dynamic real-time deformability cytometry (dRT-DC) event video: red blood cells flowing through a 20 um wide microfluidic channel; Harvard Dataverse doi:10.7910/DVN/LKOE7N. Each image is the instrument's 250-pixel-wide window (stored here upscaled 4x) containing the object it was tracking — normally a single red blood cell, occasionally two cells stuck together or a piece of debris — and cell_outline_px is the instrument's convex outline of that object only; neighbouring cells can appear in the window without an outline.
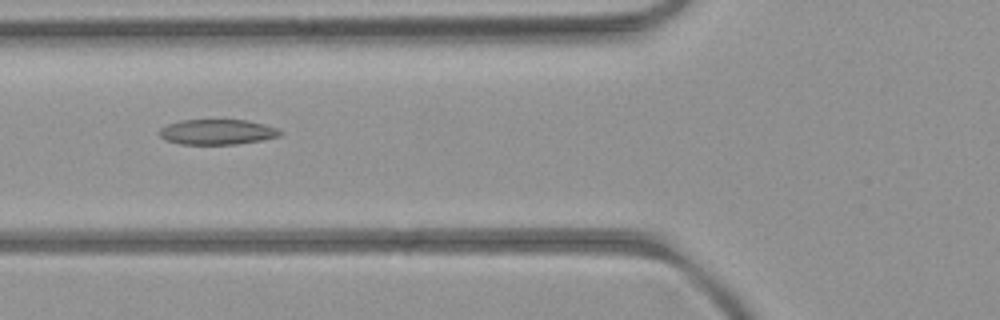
{"species": "common noctule bat (a hibernating species)", "species_latin": "Nyctalus noctula", "temperature_condition": "room temperature", "stored_images_in_passage": 23, "camera_frame_rate_fps": 3000, "um_per_image_px": 0.085, "animal": {"sex": "female", "body_mass_g": 21.9}, "frame": {"image": 1, "passage_image": 20, "time_ms": 6.333, "image_size_px": [1000, 320], "cell_outline_px": [[284, 132], [280, 136], [260, 140], [236, 144], [180, 144], [164, 140], [160, 136], [160, 128], [168, 124], [180, 120], [248, 120], [264, 124], [276, 128]], "centroid_in_image_um": [18.46, 11.21], "position_along_channel_um": 107.3, "area_um2": 17.74}}
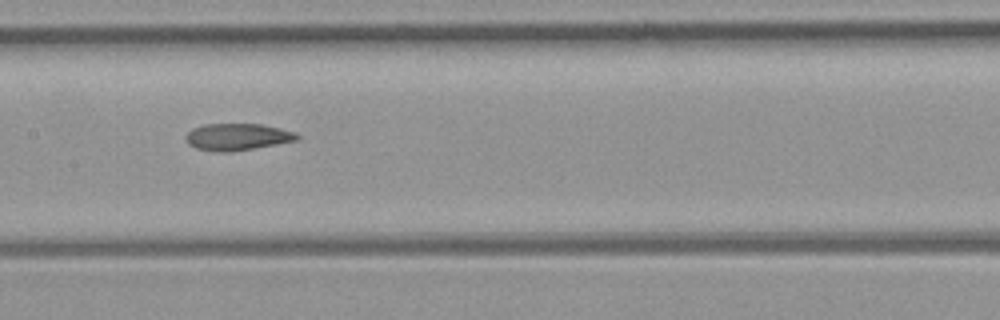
{"frame": {"image": 2, "passage_image": 23, "time_ms": 1675.0, "image_size_px": [1000, 320], "cell_outline_px": [[300, 136], [296, 140], [276, 144], [232, 152], [216, 152], [196, 148], [188, 144], [184, 136], [192, 128], [204, 124], [260, 124], [280, 128], [296, 132]], "centroid_in_image_um": [20.14, 11.63], "position_along_channel_um": 187.3, "area_um2": 17.46}}